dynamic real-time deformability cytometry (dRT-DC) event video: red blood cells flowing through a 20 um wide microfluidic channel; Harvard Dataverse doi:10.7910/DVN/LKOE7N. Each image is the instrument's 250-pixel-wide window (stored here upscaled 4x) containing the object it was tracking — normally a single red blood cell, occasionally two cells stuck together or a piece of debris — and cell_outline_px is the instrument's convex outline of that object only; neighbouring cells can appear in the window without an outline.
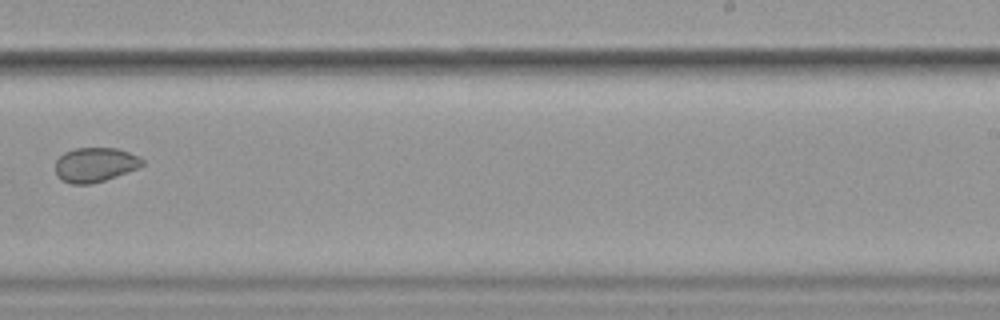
{"species": "common noctule bat (a hibernating species)", "species_latin": "Nyctalus noctula", "temperature_condition": "cold", "stored_images_in_passage": 11, "camera_frame_rate_fps": 3000, "um_per_image_px": 0.085, "animal": {"sex": "female", "body_mass_g": 19.9}, "frame": {"image": 1, "passage_image": 11, "time_ms": 12.667, "image_size_px": [1000, 320], "cell_outline_px": [[144, 164], [136, 168], [116, 176], [104, 180], [88, 184], [72, 184], [60, 180], [56, 176], [56, 160], [64, 152], [76, 148], [116, 148], [128, 152], [144, 160]], "centroid_in_image_um": [8.03, 14.0], "position_along_channel_um": 281.0, "area_um2": 17.28}}